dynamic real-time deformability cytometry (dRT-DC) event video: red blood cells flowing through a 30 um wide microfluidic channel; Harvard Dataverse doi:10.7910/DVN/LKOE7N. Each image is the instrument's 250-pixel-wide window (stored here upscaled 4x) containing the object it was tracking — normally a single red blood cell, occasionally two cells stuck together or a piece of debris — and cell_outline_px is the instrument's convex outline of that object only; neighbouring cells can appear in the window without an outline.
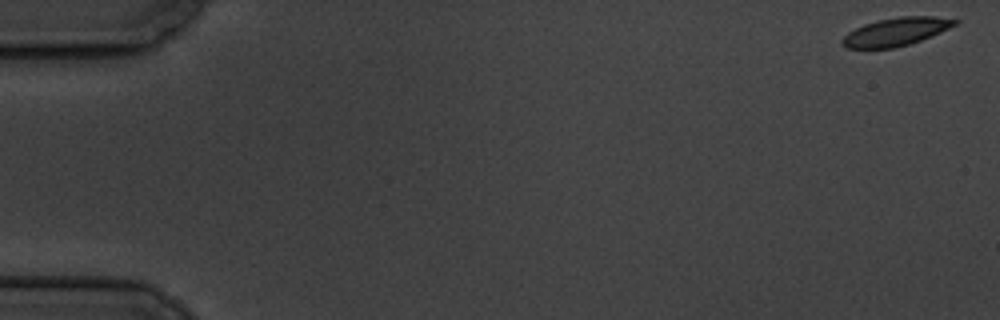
{"species": "common noctule bat (a hibernating species)", "species_latin": "Nyctalus noctula", "temperature_condition": "cold", "stored_images_in_passage": 58, "camera_frame_rate_fps": 3000, "um_per_image_px": 0.085, "animal": {"sex": "male", "body_mass_g": 19.5, "forearm_length_mm": 54.6}, "frame": {"image": 1, "passage_image": 1, "time_ms": 0.0, "image_size_px": [1000, 320], "cell_outline_px": [[960, 20], [956, 24], [932, 36], [908, 44], [892, 48], [848, 48], [840, 44], [840, 40], [848, 32], [864, 24], [876, 20], [900, 16], [932, 16]], "centroid_in_image_um": [76.12, 2.69], "position_along_channel_um": 8.9, "area_um2": 18.32}}
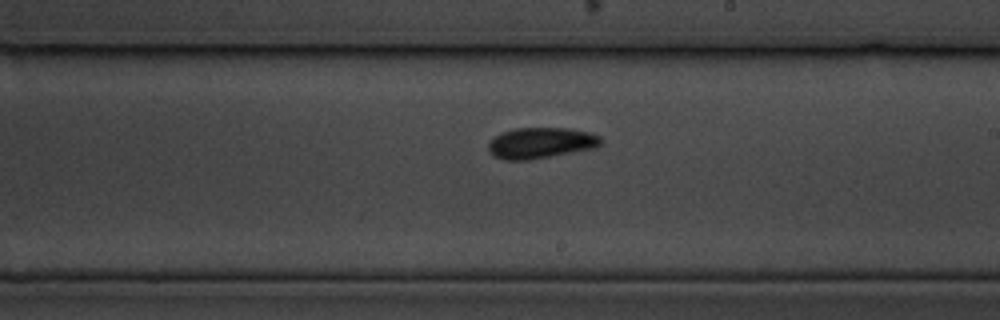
{"frame": {"image": 2, "passage_image": 34, "time_ms": 11.0, "image_size_px": [1000, 320], "cell_outline_px": [[600, 144], [596, 148], [528, 160], [504, 160], [492, 156], [488, 152], [488, 144], [500, 132], [516, 128], [568, 128], [588, 132], [600, 136]], "centroid_in_image_um": [45.93, 12.15], "position_along_channel_um": 243.1, "area_um2": 20.29}}
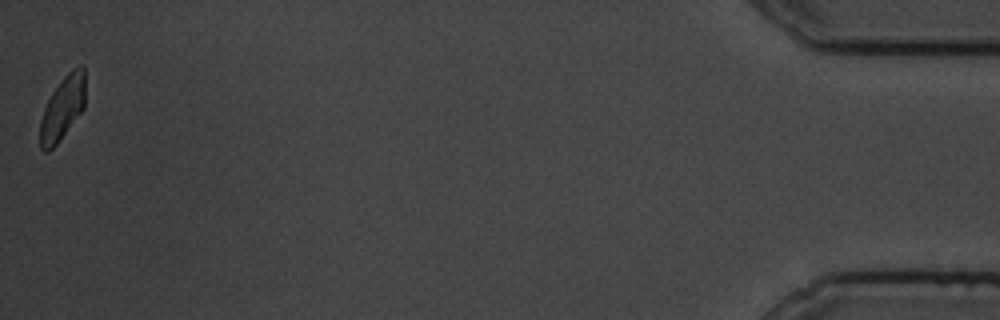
{"frame": {"image": 3, "passage_image": 58, "time_ms": 19.0, "image_size_px": [1000, 320], "cell_outline_px": [[84, 108], [56, 144], [48, 152], [44, 152], [40, 148], [40, 120], [44, 108], [52, 92], [60, 80], [72, 68], [80, 64], [84, 64]], "centroid_in_image_um": [5.31, 9.16], "position_along_channel_um": 429.9, "area_um2": 16.65}, "authors_computed_cell_mechanics": {"area_um2": 18.8428, "velocity_mm_per_s": 3.4595, "shape_relaxation_time_tau1_ms": 2.6411, "shape_relaxation_time_tau2_ms": 2.7059, "deformation_change_tau1": 0.0998, "deformation_change_tau2": 0.072}}